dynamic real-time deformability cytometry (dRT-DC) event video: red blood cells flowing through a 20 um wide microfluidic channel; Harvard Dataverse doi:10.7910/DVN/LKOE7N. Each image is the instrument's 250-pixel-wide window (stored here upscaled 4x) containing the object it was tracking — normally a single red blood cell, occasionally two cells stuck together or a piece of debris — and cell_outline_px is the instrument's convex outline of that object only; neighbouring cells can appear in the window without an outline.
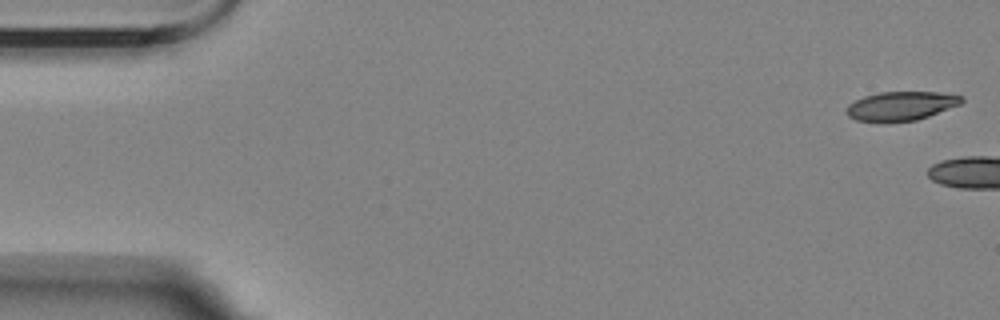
{"species": "Egyptian fruit bat (a non-hibernating species)", "species_latin": "Rousettus aegyptiacus", "temperature_condition": "room temperature", "stored_images_in_passage": 10, "camera_frame_rate_fps": 3000, "um_per_image_px": 0.085, "animal": {"sex": "female"}, "frame": {"image": 1, "passage_image": 1, "time_ms": 0.0, "image_size_px": [1000, 320], "cell_outline_px": [[964, 100], [960, 104], [928, 116], [916, 120], [888, 124], [880, 124], [856, 120], [848, 116], [844, 112], [844, 108], [848, 104], [864, 96], [880, 92], [936, 92], [964, 96]], "centroid_in_image_um": [76.5, 9.04], "position_along_channel_um": 8.5, "area_um2": 20.0}}